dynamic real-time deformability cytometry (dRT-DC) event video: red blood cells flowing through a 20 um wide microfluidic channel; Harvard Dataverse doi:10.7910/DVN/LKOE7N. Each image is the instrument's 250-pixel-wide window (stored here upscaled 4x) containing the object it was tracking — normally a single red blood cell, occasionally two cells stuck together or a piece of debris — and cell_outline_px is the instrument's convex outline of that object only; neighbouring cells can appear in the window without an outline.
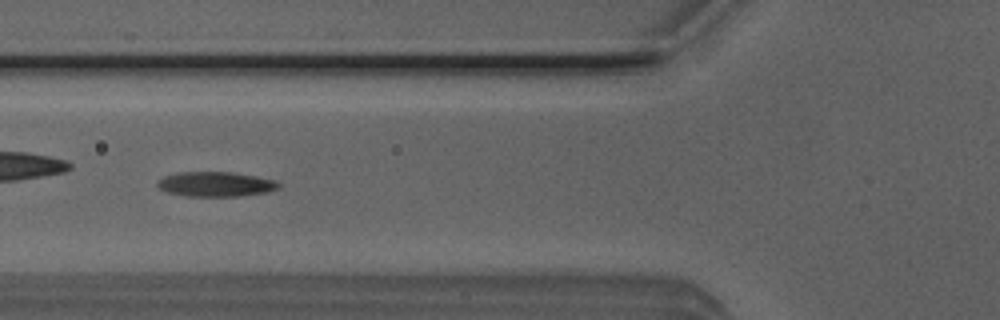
{"species": "Egyptian fruit bat (a non-hibernating species)", "species_latin": "Rousettus aegyptiacus", "temperature_condition": "room temperature", "stored_images_in_passage": 8, "camera_frame_rate_fps": 3000, "um_per_image_px": 0.085, "animal": {"sex": "male"}, "frame": {"image": 1, "passage_image": 5, "time_ms": 1.333, "image_size_px": [1000, 320], "cell_outline_px": [[280, 188], [268, 192], [240, 196], [184, 196], [168, 192], [160, 188], [156, 184], [156, 180], [164, 176], [180, 172], [232, 172], [256, 176], [276, 180], [280, 184]], "centroid_in_image_um": [18.35, 15.65], "position_along_channel_um": 107.5, "area_um2": 17.63}}
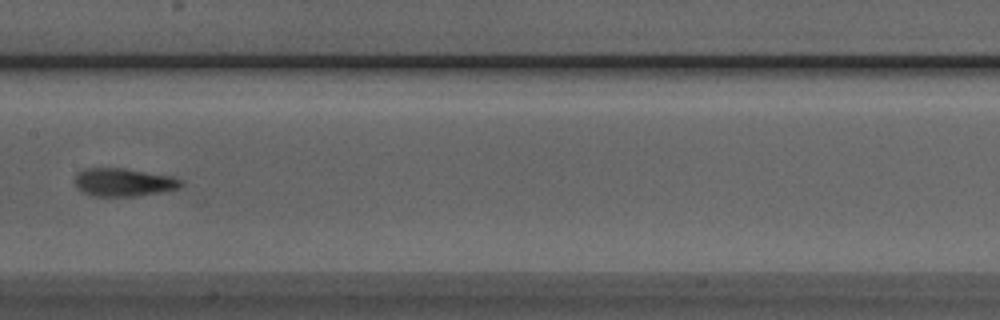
{"frame": {"image": 2, "passage_image": 7, "time_ms": 2.0, "image_size_px": [1000, 320], "cell_outline_px": [[184, 184], [180, 188], [136, 196], [92, 196], [76, 188], [76, 172], [84, 168], [124, 168], [176, 176], [184, 180]], "centroid_in_image_um": [10.55, 15.48], "position_along_channel_um": 196.8, "area_um2": 17.63}}
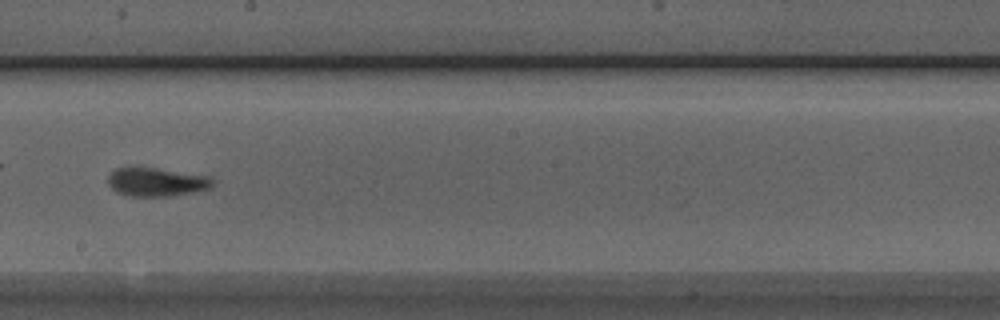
{"frame": {"image": 3, "passage_image": 8, "time_ms": 2.333, "image_size_px": [1000, 320], "cell_outline_px": [[216, 180], [212, 188], [172, 196], [128, 196], [116, 192], [108, 184], [108, 176], [116, 168], [128, 164], [136, 164], [212, 176]], "centroid_in_image_um": [13.3, 15.41], "position_along_channel_um": 234.9, "area_um2": 18.5}}